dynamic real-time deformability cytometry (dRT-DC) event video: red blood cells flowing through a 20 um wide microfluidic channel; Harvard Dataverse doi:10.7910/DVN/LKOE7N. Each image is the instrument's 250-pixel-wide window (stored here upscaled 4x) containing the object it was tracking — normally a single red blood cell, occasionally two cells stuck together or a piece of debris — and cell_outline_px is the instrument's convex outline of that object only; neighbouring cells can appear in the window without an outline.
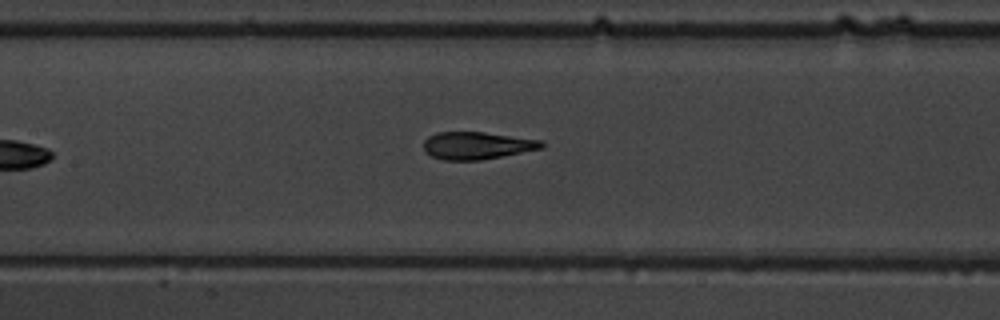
{"species": "common noctule bat (a hibernating species)", "species_latin": "Nyctalus noctula", "temperature_condition": "warm", "stored_images_in_passage": 7, "camera_frame_rate_fps": 3000, "um_per_image_px": 0.085, "animal": {"sex": "male", "body_mass_g": 19.5, "forearm_length_mm": 54.6}, "frame": {"image": 1, "passage_image": 7, "time_ms": 7.0, "image_size_px": [1000, 320], "cell_outline_px": [[544, 148], [480, 160], [444, 160], [432, 156], [424, 152], [424, 140], [428, 136], [436, 132], [484, 132], [544, 140]], "centroid_in_image_um": [40.55, 12.36], "position_along_channel_um": 166.9, "area_um2": 18.96}}